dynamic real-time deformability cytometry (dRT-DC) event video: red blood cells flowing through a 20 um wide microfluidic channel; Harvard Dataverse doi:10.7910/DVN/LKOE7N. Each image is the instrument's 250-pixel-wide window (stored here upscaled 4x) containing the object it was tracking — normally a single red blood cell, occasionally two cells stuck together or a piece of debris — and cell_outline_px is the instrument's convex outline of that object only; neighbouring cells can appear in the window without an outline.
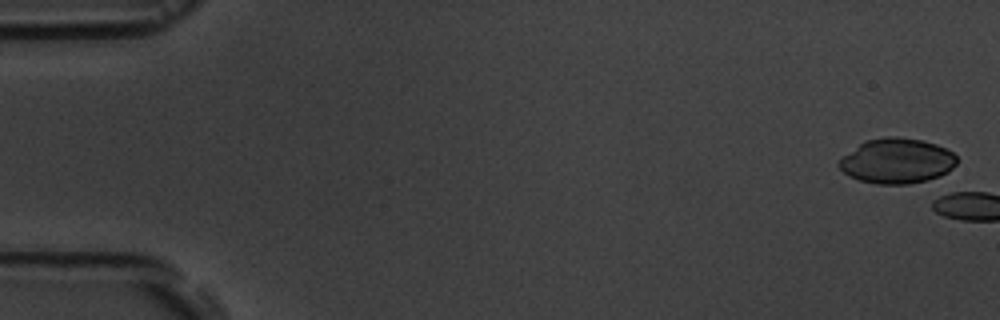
{"species": "common noctule bat (a hibernating species)", "species_latin": "Nyctalus noctula", "temperature_condition": "room temperature", "stored_images_in_passage": 2, "camera_frame_rate_fps": 3000, "um_per_image_px": 0.085, "animal": {"sex": "male", "body_mass_g": 19.5, "forearm_length_mm": 54.6}, "frame": {"image": 1, "passage_image": 1, "time_ms": 0.0, "image_size_px": [1000, 320], "cell_outline_px": [[956, 164], [948, 172], [940, 176], [928, 180], [908, 184], [876, 184], [860, 180], [848, 176], [836, 164], [844, 156], [864, 140], [888, 136], [896, 136], [920, 140], [936, 144], [952, 152], [956, 156]], "centroid_in_image_um": [76.23, 13.68], "position_along_channel_um": 8.8, "area_um2": 30.92}}